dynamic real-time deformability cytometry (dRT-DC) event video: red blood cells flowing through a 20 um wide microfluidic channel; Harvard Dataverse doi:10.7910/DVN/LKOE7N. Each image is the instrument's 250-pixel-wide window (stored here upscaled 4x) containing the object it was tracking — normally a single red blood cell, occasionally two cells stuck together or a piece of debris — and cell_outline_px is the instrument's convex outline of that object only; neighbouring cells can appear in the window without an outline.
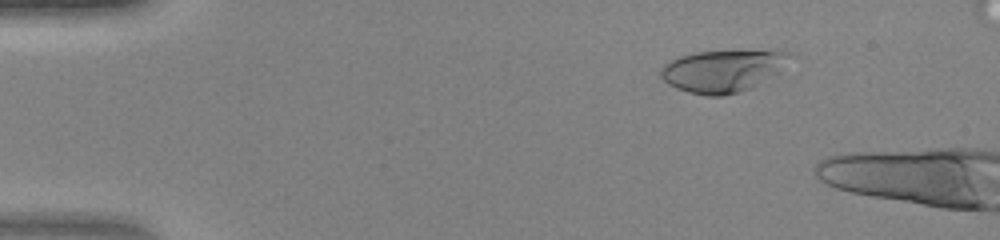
{"species": "human", "species_latin": "Homo sapiens", "temperature_condition": "warm", "stored_images_in_passage": 11, "camera_frame_rate_fps": 3000, "um_per_image_px": 0.085, "donor": {"sex": "female"}, "frame": {"image": 1, "passage_image": 7, "time_ms": 2.0, "image_size_px": [1000, 240], "cell_outline_px": [[792, 52], [780, 72], [752, 88], [740, 92], [720, 96], [708, 96], [688, 92], [676, 88], [668, 84], [660, 76], [660, 68], [664, 64], [680, 56], [692, 52], [772, 48], [776, 48]], "centroid_in_image_um": [61.5, 5.98], "position_along_channel_um": 23.5, "area_um2": 32.66}}